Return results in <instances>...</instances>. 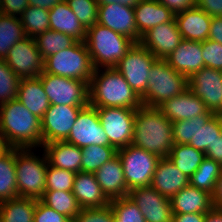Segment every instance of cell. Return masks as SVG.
<instances>
[{
  "mask_svg": "<svg viewBox=\"0 0 222 222\" xmlns=\"http://www.w3.org/2000/svg\"><path fill=\"white\" fill-rule=\"evenodd\" d=\"M76 173L60 169L48 163L46 168V191H69L72 192Z\"/></svg>",
  "mask_w": 222,
  "mask_h": 222,
  "instance_id": "60d3db41",
  "label": "cell"
},
{
  "mask_svg": "<svg viewBox=\"0 0 222 222\" xmlns=\"http://www.w3.org/2000/svg\"><path fill=\"white\" fill-rule=\"evenodd\" d=\"M20 20L26 36L31 38L50 29L49 10L44 8L28 6L20 16Z\"/></svg>",
  "mask_w": 222,
  "mask_h": 222,
  "instance_id": "f35d334b",
  "label": "cell"
},
{
  "mask_svg": "<svg viewBox=\"0 0 222 222\" xmlns=\"http://www.w3.org/2000/svg\"><path fill=\"white\" fill-rule=\"evenodd\" d=\"M65 1L86 30L97 23L99 7L97 0Z\"/></svg>",
  "mask_w": 222,
  "mask_h": 222,
  "instance_id": "7bdbcfd3",
  "label": "cell"
},
{
  "mask_svg": "<svg viewBox=\"0 0 222 222\" xmlns=\"http://www.w3.org/2000/svg\"><path fill=\"white\" fill-rule=\"evenodd\" d=\"M172 124L174 144H189L206 154L222 131V115H200Z\"/></svg>",
  "mask_w": 222,
  "mask_h": 222,
  "instance_id": "52a82bcc",
  "label": "cell"
},
{
  "mask_svg": "<svg viewBox=\"0 0 222 222\" xmlns=\"http://www.w3.org/2000/svg\"><path fill=\"white\" fill-rule=\"evenodd\" d=\"M31 148H15V174L19 197L40 199L46 191V168L48 159L45 154L40 159L31 153Z\"/></svg>",
  "mask_w": 222,
  "mask_h": 222,
  "instance_id": "8992f818",
  "label": "cell"
},
{
  "mask_svg": "<svg viewBox=\"0 0 222 222\" xmlns=\"http://www.w3.org/2000/svg\"><path fill=\"white\" fill-rule=\"evenodd\" d=\"M188 89V78L176 72L165 60L157 59L151 66L147 90L142 104L158 107L161 103Z\"/></svg>",
  "mask_w": 222,
  "mask_h": 222,
  "instance_id": "5b68a950",
  "label": "cell"
},
{
  "mask_svg": "<svg viewBox=\"0 0 222 222\" xmlns=\"http://www.w3.org/2000/svg\"><path fill=\"white\" fill-rule=\"evenodd\" d=\"M129 190L150 186L159 157L144 149L128 145L117 150Z\"/></svg>",
  "mask_w": 222,
  "mask_h": 222,
  "instance_id": "9c48e42d",
  "label": "cell"
},
{
  "mask_svg": "<svg viewBox=\"0 0 222 222\" xmlns=\"http://www.w3.org/2000/svg\"><path fill=\"white\" fill-rule=\"evenodd\" d=\"M205 155L222 166V131L213 142L211 150H209Z\"/></svg>",
  "mask_w": 222,
  "mask_h": 222,
  "instance_id": "f907efd6",
  "label": "cell"
},
{
  "mask_svg": "<svg viewBox=\"0 0 222 222\" xmlns=\"http://www.w3.org/2000/svg\"><path fill=\"white\" fill-rule=\"evenodd\" d=\"M50 104L69 106L89 105V82L48 74L39 76Z\"/></svg>",
  "mask_w": 222,
  "mask_h": 222,
  "instance_id": "30bf717a",
  "label": "cell"
},
{
  "mask_svg": "<svg viewBox=\"0 0 222 222\" xmlns=\"http://www.w3.org/2000/svg\"><path fill=\"white\" fill-rule=\"evenodd\" d=\"M34 222H72L67 216L56 212L37 199Z\"/></svg>",
  "mask_w": 222,
  "mask_h": 222,
  "instance_id": "bcb514c9",
  "label": "cell"
},
{
  "mask_svg": "<svg viewBox=\"0 0 222 222\" xmlns=\"http://www.w3.org/2000/svg\"><path fill=\"white\" fill-rule=\"evenodd\" d=\"M204 222H222V210L213 207L206 213Z\"/></svg>",
  "mask_w": 222,
  "mask_h": 222,
  "instance_id": "6f0895ef",
  "label": "cell"
},
{
  "mask_svg": "<svg viewBox=\"0 0 222 222\" xmlns=\"http://www.w3.org/2000/svg\"><path fill=\"white\" fill-rule=\"evenodd\" d=\"M94 175L103 193L109 200L129 195L130 190L125 182L123 168L118 154L104 163Z\"/></svg>",
  "mask_w": 222,
  "mask_h": 222,
  "instance_id": "603a6c76",
  "label": "cell"
},
{
  "mask_svg": "<svg viewBox=\"0 0 222 222\" xmlns=\"http://www.w3.org/2000/svg\"><path fill=\"white\" fill-rule=\"evenodd\" d=\"M97 23L139 43L133 7L117 3L99 5Z\"/></svg>",
  "mask_w": 222,
  "mask_h": 222,
  "instance_id": "d6986e66",
  "label": "cell"
},
{
  "mask_svg": "<svg viewBox=\"0 0 222 222\" xmlns=\"http://www.w3.org/2000/svg\"><path fill=\"white\" fill-rule=\"evenodd\" d=\"M157 58L140 43H134L115 68L141 98L146 90L151 66Z\"/></svg>",
  "mask_w": 222,
  "mask_h": 222,
  "instance_id": "8fae6325",
  "label": "cell"
},
{
  "mask_svg": "<svg viewBox=\"0 0 222 222\" xmlns=\"http://www.w3.org/2000/svg\"><path fill=\"white\" fill-rule=\"evenodd\" d=\"M43 148L51 166L75 173L81 172V148L65 141L46 143Z\"/></svg>",
  "mask_w": 222,
  "mask_h": 222,
  "instance_id": "f1b7e54d",
  "label": "cell"
},
{
  "mask_svg": "<svg viewBox=\"0 0 222 222\" xmlns=\"http://www.w3.org/2000/svg\"><path fill=\"white\" fill-rule=\"evenodd\" d=\"M49 18L51 30L67 34L78 42H85L87 30L80 23L65 0L49 10Z\"/></svg>",
  "mask_w": 222,
  "mask_h": 222,
  "instance_id": "f546056e",
  "label": "cell"
},
{
  "mask_svg": "<svg viewBox=\"0 0 222 222\" xmlns=\"http://www.w3.org/2000/svg\"><path fill=\"white\" fill-rule=\"evenodd\" d=\"M20 78L0 59V105L17 99Z\"/></svg>",
  "mask_w": 222,
  "mask_h": 222,
  "instance_id": "b9f144b4",
  "label": "cell"
},
{
  "mask_svg": "<svg viewBox=\"0 0 222 222\" xmlns=\"http://www.w3.org/2000/svg\"><path fill=\"white\" fill-rule=\"evenodd\" d=\"M63 0H28L29 6H35L44 8L47 10L52 9L55 5L62 2Z\"/></svg>",
  "mask_w": 222,
  "mask_h": 222,
  "instance_id": "11a10c76",
  "label": "cell"
},
{
  "mask_svg": "<svg viewBox=\"0 0 222 222\" xmlns=\"http://www.w3.org/2000/svg\"><path fill=\"white\" fill-rule=\"evenodd\" d=\"M202 53L205 67L222 70V44L207 39L202 42Z\"/></svg>",
  "mask_w": 222,
  "mask_h": 222,
  "instance_id": "ee69618b",
  "label": "cell"
},
{
  "mask_svg": "<svg viewBox=\"0 0 222 222\" xmlns=\"http://www.w3.org/2000/svg\"><path fill=\"white\" fill-rule=\"evenodd\" d=\"M206 213L173 214L171 222H204Z\"/></svg>",
  "mask_w": 222,
  "mask_h": 222,
  "instance_id": "f5cc1de1",
  "label": "cell"
},
{
  "mask_svg": "<svg viewBox=\"0 0 222 222\" xmlns=\"http://www.w3.org/2000/svg\"><path fill=\"white\" fill-rule=\"evenodd\" d=\"M205 157V153L189 144H174L168 154L171 162L189 178L197 170Z\"/></svg>",
  "mask_w": 222,
  "mask_h": 222,
  "instance_id": "1f68e13d",
  "label": "cell"
},
{
  "mask_svg": "<svg viewBox=\"0 0 222 222\" xmlns=\"http://www.w3.org/2000/svg\"><path fill=\"white\" fill-rule=\"evenodd\" d=\"M94 69L89 82V105L101 107H125L137 109L142 101L138 94L130 87L122 74L115 68H105L100 73Z\"/></svg>",
  "mask_w": 222,
  "mask_h": 222,
  "instance_id": "3957f363",
  "label": "cell"
},
{
  "mask_svg": "<svg viewBox=\"0 0 222 222\" xmlns=\"http://www.w3.org/2000/svg\"><path fill=\"white\" fill-rule=\"evenodd\" d=\"M188 89L214 115H222V70L203 67L188 78Z\"/></svg>",
  "mask_w": 222,
  "mask_h": 222,
  "instance_id": "5bb4252c",
  "label": "cell"
},
{
  "mask_svg": "<svg viewBox=\"0 0 222 222\" xmlns=\"http://www.w3.org/2000/svg\"><path fill=\"white\" fill-rule=\"evenodd\" d=\"M26 37L20 17L0 13V59L4 60L9 50Z\"/></svg>",
  "mask_w": 222,
  "mask_h": 222,
  "instance_id": "836d02e7",
  "label": "cell"
},
{
  "mask_svg": "<svg viewBox=\"0 0 222 222\" xmlns=\"http://www.w3.org/2000/svg\"><path fill=\"white\" fill-rule=\"evenodd\" d=\"M10 149V147L7 145L5 139L3 138V136L0 134V157L5 154L8 150Z\"/></svg>",
  "mask_w": 222,
  "mask_h": 222,
  "instance_id": "680465c9",
  "label": "cell"
},
{
  "mask_svg": "<svg viewBox=\"0 0 222 222\" xmlns=\"http://www.w3.org/2000/svg\"><path fill=\"white\" fill-rule=\"evenodd\" d=\"M17 197L15 148H10L0 157V202Z\"/></svg>",
  "mask_w": 222,
  "mask_h": 222,
  "instance_id": "d6a6232c",
  "label": "cell"
},
{
  "mask_svg": "<svg viewBox=\"0 0 222 222\" xmlns=\"http://www.w3.org/2000/svg\"><path fill=\"white\" fill-rule=\"evenodd\" d=\"M208 40L222 44V17H212Z\"/></svg>",
  "mask_w": 222,
  "mask_h": 222,
  "instance_id": "816d5d0a",
  "label": "cell"
},
{
  "mask_svg": "<svg viewBox=\"0 0 222 222\" xmlns=\"http://www.w3.org/2000/svg\"><path fill=\"white\" fill-rule=\"evenodd\" d=\"M34 39L37 44V48L44 60L48 56L56 54L59 51H63L76 42L75 39L68 36L67 34L51 29L37 35Z\"/></svg>",
  "mask_w": 222,
  "mask_h": 222,
  "instance_id": "8d00e7d4",
  "label": "cell"
},
{
  "mask_svg": "<svg viewBox=\"0 0 222 222\" xmlns=\"http://www.w3.org/2000/svg\"><path fill=\"white\" fill-rule=\"evenodd\" d=\"M174 15L196 7V0H158Z\"/></svg>",
  "mask_w": 222,
  "mask_h": 222,
  "instance_id": "c3c4849f",
  "label": "cell"
},
{
  "mask_svg": "<svg viewBox=\"0 0 222 222\" xmlns=\"http://www.w3.org/2000/svg\"><path fill=\"white\" fill-rule=\"evenodd\" d=\"M28 6V0H0V13L20 17Z\"/></svg>",
  "mask_w": 222,
  "mask_h": 222,
  "instance_id": "7dc6e473",
  "label": "cell"
},
{
  "mask_svg": "<svg viewBox=\"0 0 222 222\" xmlns=\"http://www.w3.org/2000/svg\"><path fill=\"white\" fill-rule=\"evenodd\" d=\"M212 17L194 7L175 15L182 39L203 42L208 39Z\"/></svg>",
  "mask_w": 222,
  "mask_h": 222,
  "instance_id": "cb8c5ba5",
  "label": "cell"
},
{
  "mask_svg": "<svg viewBox=\"0 0 222 222\" xmlns=\"http://www.w3.org/2000/svg\"><path fill=\"white\" fill-rule=\"evenodd\" d=\"M134 12L139 41L148 30L175 19V15L158 0H141L134 7Z\"/></svg>",
  "mask_w": 222,
  "mask_h": 222,
  "instance_id": "4316f807",
  "label": "cell"
},
{
  "mask_svg": "<svg viewBox=\"0 0 222 222\" xmlns=\"http://www.w3.org/2000/svg\"><path fill=\"white\" fill-rule=\"evenodd\" d=\"M4 60L19 78L39 77L44 71V59L35 39L28 36L18 41Z\"/></svg>",
  "mask_w": 222,
  "mask_h": 222,
  "instance_id": "9a60e30c",
  "label": "cell"
},
{
  "mask_svg": "<svg viewBox=\"0 0 222 222\" xmlns=\"http://www.w3.org/2000/svg\"><path fill=\"white\" fill-rule=\"evenodd\" d=\"M17 99L40 119L51 105L40 77L20 78Z\"/></svg>",
  "mask_w": 222,
  "mask_h": 222,
  "instance_id": "83f0119b",
  "label": "cell"
},
{
  "mask_svg": "<svg viewBox=\"0 0 222 222\" xmlns=\"http://www.w3.org/2000/svg\"><path fill=\"white\" fill-rule=\"evenodd\" d=\"M86 106L53 105L44 113L42 124V146L46 143L65 141L74 125L78 113Z\"/></svg>",
  "mask_w": 222,
  "mask_h": 222,
  "instance_id": "2e32d148",
  "label": "cell"
},
{
  "mask_svg": "<svg viewBox=\"0 0 222 222\" xmlns=\"http://www.w3.org/2000/svg\"><path fill=\"white\" fill-rule=\"evenodd\" d=\"M202 54V42L182 39L179 46L167 56L165 61L176 72L189 78L205 67Z\"/></svg>",
  "mask_w": 222,
  "mask_h": 222,
  "instance_id": "44dd1931",
  "label": "cell"
},
{
  "mask_svg": "<svg viewBox=\"0 0 222 222\" xmlns=\"http://www.w3.org/2000/svg\"><path fill=\"white\" fill-rule=\"evenodd\" d=\"M212 202L214 208L222 210V173L217 180L215 191L212 194Z\"/></svg>",
  "mask_w": 222,
  "mask_h": 222,
  "instance_id": "db71d44e",
  "label": "cell"
},
{
  "mask_svg": "<svg viewBox=\"0 0 222 222\" xmlns=\"http://www.w3.org/2000/svg\"><path fill=\"white\" fill-rule=\"evenodd\" d=\"M44 72L90 82L94 67L85 42L76 41L72 46L48 56Z\"/></svg>",
  "mask_w": 222,
  "mask_h": 222,
  "instance_id": "ba28073f",
  "label": "cell"
},
{
  "mask_svg": "<svg viewBox=\"0 0 222 222\" xmlns=\"http://www.w3.org/2000/svg\"><path fill=\"white\" fill-rule=\"evenodd\" d=\"M114 222H146L137 204L129 196L110 200Z\"/></svg>",
  "mask_w": 222,
  "mask_h": 222,
  "instance_id": "ab89813d",
  "label": "cell"
},
{
  "mask_svg": "<svg viewBox=\"0 0 222 222\" xmlns=\"http://www.w3.org/2000/svg\"><path fill=\"white\" fill-rule=\"evenodd\" d=\"M37 199L17 197L0 202V222H34Z\"/></svg>",
  "mask_w": 222,
  "mask_h": 222,
  "instance_id": "4dcf8cb0",
  "label": "cell"
},
{
  "mask_svg": "<svg viewBox=\"0 0 222 222\" xmlns=\"http://www.w3.org/2000/svg\"><path fill=\"white\" fill-rule=\"evenodd\" d=\"M141 0H97L98 5L117 3L128 7H135Z\"/></svg>",
  "mask_w": 222,
  "mask_h": 222,
  "instance_id": "9f6ffc18",
  "label": "cell"
},
{
  "mask_svg": "<svg viewBox=\"0 0 222 222\" xmlns=\"http://www.w3.org/2000/svg\"><path fill=\"white\" fill-rule=\"evenodd\" d=\"M65 142L79 148L89 145L111 146L101 125L97 109L88 105L77 116Z\"/></svg>",
  "mask_w": 222,
  "mask_h": 222,
  "instance_id": "4fadbf2b",
  "label": "cell"
},
{
  "mask_svg": "<svg viewBox=\"0 0 222 222\" xmlns=\"http://www.w3.org/2000/svg\"><path fill=\"white\" fill-rule=\"evenodd\" d=\"M39 200L71 221L82 209L73 193L69 191H45Z\"/></svg>",
  "mask_w": 222,
  "mask_h": 222,
  "instance_id": "e575fe53",
  "label": "cell"
},
{
  "mask_svg": "<svg viewBox=\"0 0 222 222\" xmlns=\"http://www.w3.org/2000/svg\"><path fill=\"white\" fill-rule=\"evenodd\" d=\"M0 134L10 148L42 147L41 119L18 99L0 105Z\"/></svg>",
  "mask_w": 222,
  "mask_h": 222,
  "instance_id": "7a4b0ae2",
  "label": "cell"
},
{
  "mask_svg": "<svg viewBox=\"0 0 222 222\" xmlns=\"http://www.w3.org/2000/svg\"><path fill=\"white\" fill-rule=\"evenodd\" d=\"M81 172L95 173L104 163L112 159L117 150L113 146L89 145L81 148Z\"/></svg>",
  "mask_w": 222,
  "mask_h": 222,
  "instance_id": "74e56055",
  "label": "cell"
},
{
  "mask_svg": "<svg viewBox=\"0 0 222 222\" xmlns=\"http://www.w3.org/2000/svg\"><path fill=\"white\" fill-rule=\"evenodd\" d=\"M196 7L211 17H222V0H196Z\"/></svg>",
  "mask_w": 222,
  "mask_h": 222,
  "instance_id": "681fc988",
  "label": "cell"
},
{
  "mask_svg": "<svg viewBox=\"0 0 222 222\" xmlns=\"http://www.w3.org/2000/svg\"><path fill=\"white\" fill-rule=\"evenodd\" d=\"M85 43L94 69L115 67L135 43L98 23L86 31Z\"/></svg>",
  "mask_w": 222,
  "mask_h": 222,
  "instance_id": "277c9868",
  "label": "cell"
},
{
  "mask_svg": "<svg viewBox=\"0 0 222 222\" xmlns=\"http://www.w3.org/2000/svg\"><path fill=\"white\" fill-rule=\"evenodd\" d=\"M157 108L172 123L178 120H188L200 115H214L207 110L202 100L189 89L164 101Z\"/></svg>",
  "mask_w": 222,
  "mask_h": 222,
  "instance_id": "ffe728a7",
  "label": "cell"
},
{
  "mask_svg": "<svg viewBox=\"0 0 222 222\" xmlns=\"http://www.w3.org/2000/svg\"><path fill=\"white\" fill-rule=\"evenodd\" d=\"M72 193L81 208H101L110 204L94 173H76Z\"/></svg>",
  "mask_w": 222,
  "mask_h": 222,
  "instance_id": "d4e9b609",
  "label": "cell"
},
{
  "mask_svg": "<svg viewBox=\"0 0 222 222\" xmlns=\"http://www.w3.org/2000/svg\"><path fill=\"white\" fill-rule=\"evenodd\" d=\"M96 109L109 144L116 150L131 145L136 109L125 107Z\"/></svg>",
  "mask_w": 222,
  "mask_h": 222,
  "instance_id": "7c38bea8",
  "label": "cell"
},
{
  "mask_svg": "<svg viewBox=\"0 0 222 222\" xmlns=\"http://www.w3.org/2000/svg\"><path fill=\"white\" fill-rule=\"evenodd\" d=\"M181 40L182 36L174 19L145 32L139 43L146 47L157 59L165 60L179 46Z\"/></svg>",
  "mask_w": 222,
  "mask_h": 222,
  "instance_id": "ac0fdd59",
  "label": "cell"
},
{
  "mask_svg": "<svg viewBox=\"0 0 222 222\" xmlns=\"http://www.w3.org/2000/svg\"><path fill=\"white\" fill-rule=\"evenodd\" d=\"M135 201L146 222H171L170 199L161 195L151 185L131 189L128 195Z\"/></svg>",
  "mask_w": 222,
  "mask_h": 222,
  "instance_id": "e0dca14e",
  "label": "cell"
},
{
  "mask_svg": "<svg viewBox=\"0 0 222 222\" xmlns=\"http://www.w3.org/2000/svg\"><path fill=\"white\" fill-rule=\"evenodd\" d=\"M132 145L159 158H167L174 146L172 122L157 107H138L134 119Z\"/></svg>",
  "mask_w": 222,
  "mask_h": 222,
  "instance_id": "6da1fadb",
  "label": "cell"
},
{
  "mask_svg": "<svg viewBox=\"0 0 222 222\" xmlns=\"http://www.w3.org/2000/svg\"><path fill=\"white\" fill-rule=\"evenodd\" d=\"M189 184L190 178L181 172L168 157L159 159L151 186L161 195L171 199Z\"/></svg>",
  "mask_w": 222,
  "mask_h": 222,
  "instance_id": "7402d4cb",
  "label": "cell"
},
{
  "mask_svg": "<svg viewBox=\"0 0 222 222\" xmlns=\"http://www.w3.org/2000/svg\"><path fill=\"white\" fill-rule=\"evenodd\" d=\"M72 222H114L110 204L101 208H82Z\"/></svg>",
  "mask_w": 222,
  "mask_h": 222,
  "instance_id": "f6af8a7d",
  "label": "cell"
},
{
  "mask_svg": "<svg viewBox=\"0 0 222 222\" xmlns=\"http://www.w3.org/2000/svg\"><path fill=\"white\" fill-rule=\"evenodd\" d=\"M170 202L173 214L207 213L213 208L212 195L190 184L177 192Z\"/></svg>",
  "mask_w": 222,
  "mask_h": 222,
  "instance_id": "484cf974",
  "label": "cell"
},
{
  "mask_svg": "<svg viewBox=\"0 0 222 222\" xmlns=\"http://www.w3.org/2000/svg\"><path fill=\"white\" fill-rule=\"evenodd\" d=\"M222 166L213 159L205 157L200 166L190 177V185L213 194Z\"/></svg>",
  "mask_w": 222,
  "mask_h": 222,
  "instance_id": "d590c367",
  "label": "cell"
}]
</instances>
